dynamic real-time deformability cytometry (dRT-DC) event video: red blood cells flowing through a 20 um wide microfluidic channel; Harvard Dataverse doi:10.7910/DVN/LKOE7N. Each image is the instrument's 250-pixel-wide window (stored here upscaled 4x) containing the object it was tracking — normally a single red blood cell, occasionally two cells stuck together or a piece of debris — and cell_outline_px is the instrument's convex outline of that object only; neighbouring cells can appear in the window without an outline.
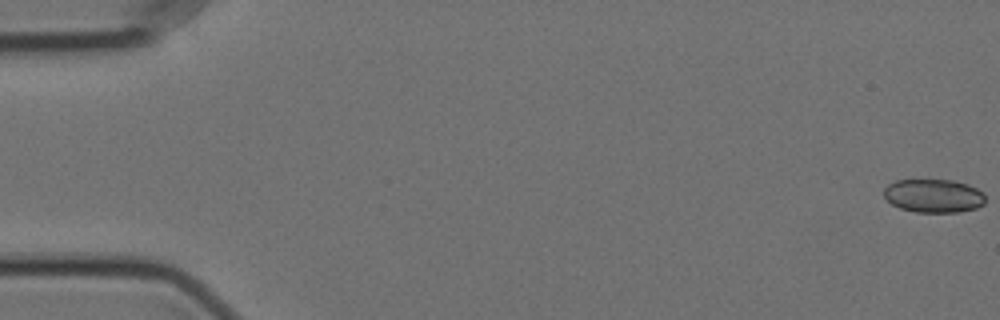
{"species": "Egyptian fruit bat (a non-hibernating species)", "species_latin": "Rousettus aegyptiacus", "temperature_condition": "cold", "stored_images_in_passage": 58, "camera_frame_rate_fps": 3000, "um_per_image_px": 0.085, "animal": {"sex": "female"}, "frame": {"image": 1, "passage_image": 1, "time_ms": 0.0, "image_size_px": [1000, 320], "cell_outline_px": [[984, 204], [976, 208], [956, 212], [916, 212], [900, 208], [892, 204], [884, 196], [884, 188], [888, 184], [896, 180], [952, 180], [968, 184], [984, 192]], "centroid_in_image_um": [79.36, 16.64], "position_along_channel_um": 5.6, "area_um2": 19.77}}
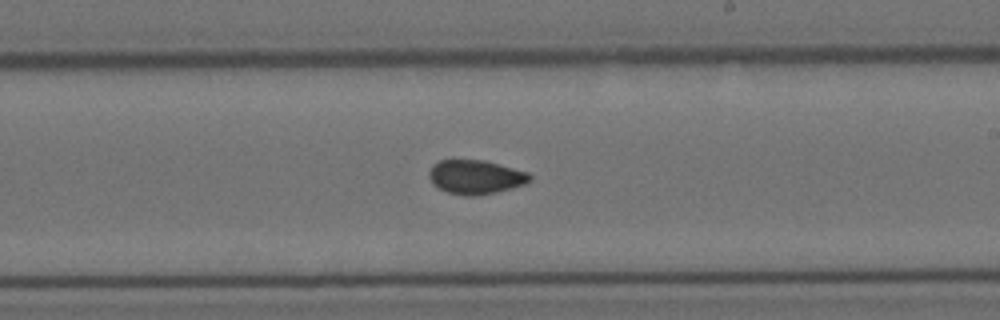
{"frame": {"image": 2, "passage_image": 34, "time_ms": 11.0, "image_size_px": [1000, 320], "cell_outline_px": [[532, 180], [524, 184], [512, 188], [496, 192], [476, 196], [464, 196], [448, 192], [432, 184], [428, 176], [428, 172], [432, 164], [440, 160], [484, 160], [528, 172], [532, 176]], "centroid_in_image_um": [40.41, 15.05], "position_along_channel_um": 248.6, "area_um2": 20.11}}
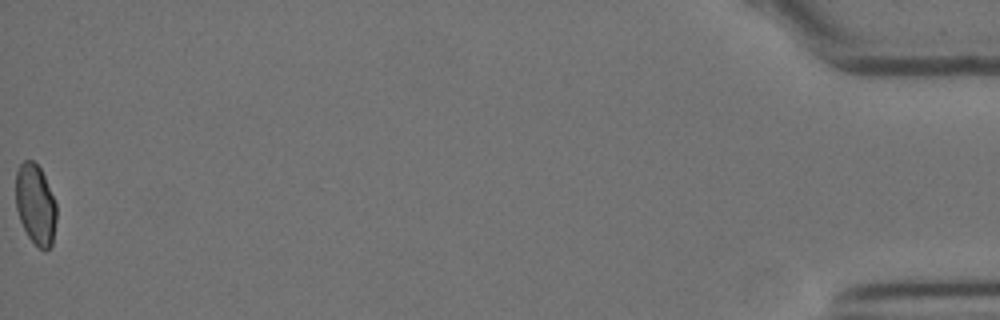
{"frame": {"image": 3, "passage_image": 58, "time_ms": 19.0, "image_size_px": [1000, 320], "cell_outline_px": [[56, 220], [52, 244], [44, 252], [28, 236], [20, 220], [16, 208], [16, 172], [20, 164], [24, 160], [32, 160], [40, 168], [44, 176], [56, 204]], "centroid_in_image_um": [3.01, 17.38], "position_along_channel_um": 432.2, "area_um2": 18.9}, "authors_computed_cell_mechanics": {"area_um2": 20.0277, "velocity_mm_per_s": 3.5587, "shape_relaxation_time_tau1_ms": null, "shape_relaxation_time_tau2_ms": 2.9999, "deformation_change_tau1": null, "deformation_change_tau2": 0.0529}}